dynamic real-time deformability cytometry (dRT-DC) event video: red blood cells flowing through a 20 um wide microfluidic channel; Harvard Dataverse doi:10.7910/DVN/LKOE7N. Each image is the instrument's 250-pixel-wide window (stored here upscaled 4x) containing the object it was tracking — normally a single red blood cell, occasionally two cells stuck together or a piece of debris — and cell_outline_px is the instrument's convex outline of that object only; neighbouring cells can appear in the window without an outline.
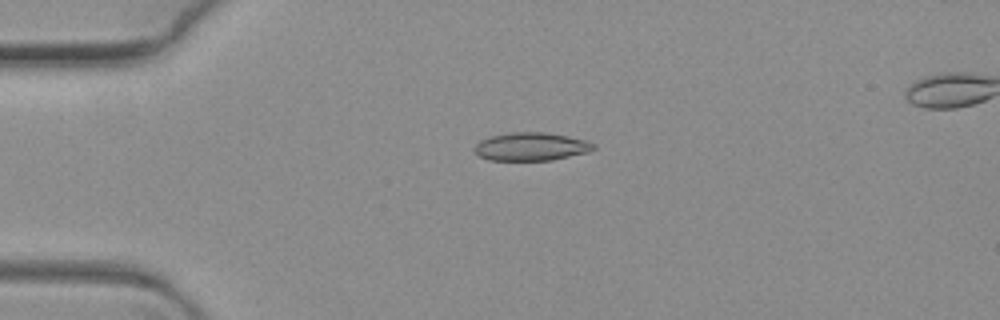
{"species": "common noctule bat (a hibernating species)", "species_latin": "Nyctalus noctula", "temperature_condition": "warm", "stored_images_in_passage": 9, "camera_frame_rate_fps": 3000, "um_per_image_px": 0.085, "animal": {"sex": "female", "body_mass_g": 19.3, "forearm_length_mm": 54.1}, "frame": {"image": 1, "passage_image": 2, "time_ms": 0.333, "image_size_px": [1000, 320], "cell_outline_px": [[596, 148], [588, 152], [552, 160], [488, 160], [480, 156], [472, 148], [480, 140], [488, 136], [508, 132], [544, 132], [568, 136], [588, 140], [596, 144]], "centroid_in_image_um": [45.15, 12.45], "position_along_channel_um": 39.9, "area_um2": 19.77}}
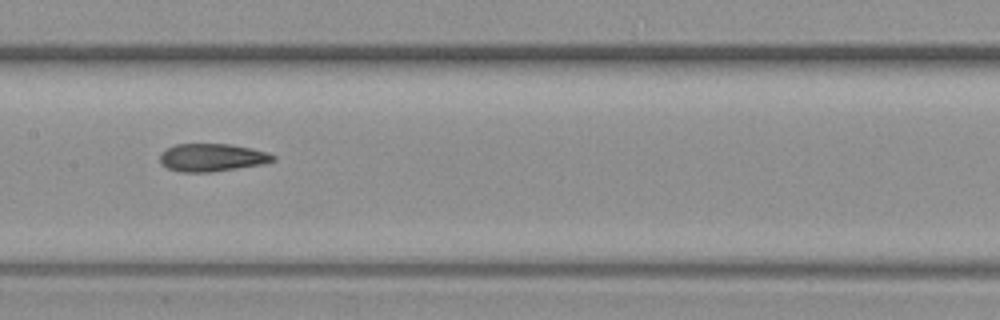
{"frame": {"image": 2, "passage_image": 7, "time_ms": 2.0, "image_size_px": [1000, 320], "cell_outline_px": [[276, 160], [264, 164], [208, 172], [180, 172], [168, 168], [160, 164], [160, 152], [176, 144], [232, 144], [252, 148], [268, 152], [276, 156]], "centroid_in_image_um": [18.03, 13.38], "position_along_channel_um": 189.4, "area_um2": 18.44}}
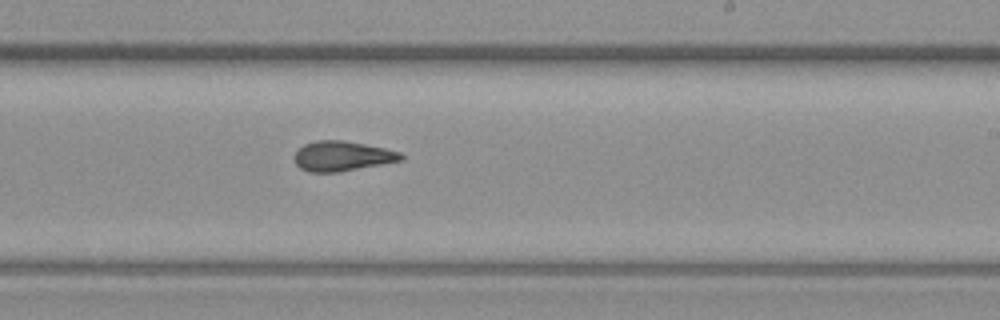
{"frame": {"image": 3, "passage_image": 9, "time_ms": 2.667, "image_size_px": [1000, 320], "cell_outline_px": [[404, 160], [340, 172], [308, 172], [300, 168], [296, 164], [296, 152], [304, 144], [316, 140], [344, 140], [384, 148], [400, 152], [404, 156]], "centroid_in_image_um": [29.11, 13.27], "position_along_channel_um": 259.9, "area_um2": 18.55}}